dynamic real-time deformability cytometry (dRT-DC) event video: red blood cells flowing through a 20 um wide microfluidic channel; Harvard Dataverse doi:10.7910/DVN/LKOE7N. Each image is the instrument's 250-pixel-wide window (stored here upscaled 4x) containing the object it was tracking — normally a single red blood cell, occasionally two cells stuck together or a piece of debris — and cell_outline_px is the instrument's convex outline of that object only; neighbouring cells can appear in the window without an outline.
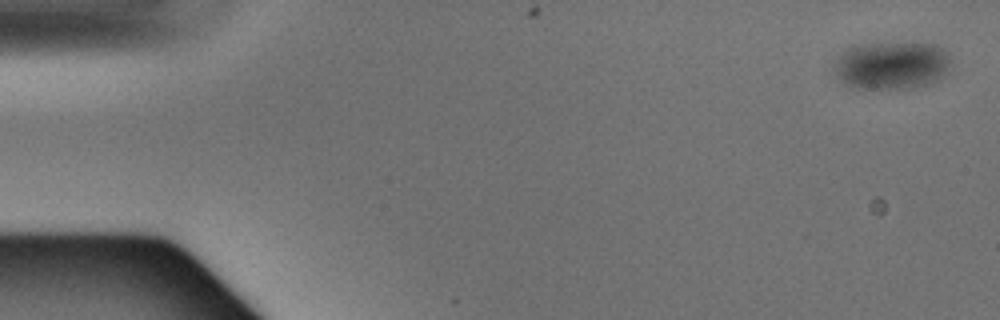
{"species": "Egyptian fruit bat (a non-hibernating species)", "species_latin": "Rousettus aegyptiacus", "temperature_condition": "warm", "stored_images_in_passage": 5, "camera_frame_rate_fps": 3000, "um_per_image_px": 0.085, "animal": {"sex": "male"}, "frame": {"image": 1, "passage_image": 1, "time_ms": 0.0, "image_size_px": [1000, 320], "cell_outline_px": [[948, 64], [944, 72], [936, 80], [928, 84], [908, 88], [856, 88], [844, 84], [836, 76], [832, 68], [836, 60], [848, 48], [856, 44], [936, 44], [948, 56]], "centroid_in_image_um": [75.7, 5.57], "position_along_channel_um": 9.3, "area_um2": 31.79}}
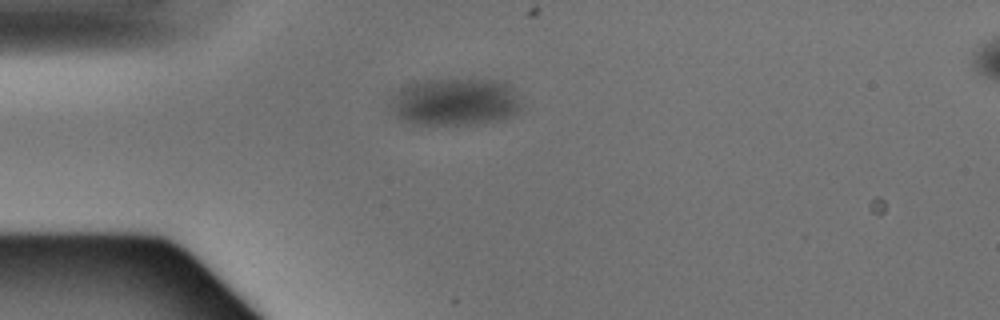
{"frame": {"image": 2, "passage_image": 4, "time_ms": 1.0, "image_size_px": [1000, 320], "cell_outline_px": [[524, 104], [520, 112], [504, 120], [488, 124], [412, 124], [400, 120], [392, 112], [388, 104], [400, 88], [408, 84], [428, 80], [496, 80], [504, 84]], "centroid_in_image_um": [38.68, 8.71], "position_along_channel_um": 46.3, "area_um2": 36.36}}